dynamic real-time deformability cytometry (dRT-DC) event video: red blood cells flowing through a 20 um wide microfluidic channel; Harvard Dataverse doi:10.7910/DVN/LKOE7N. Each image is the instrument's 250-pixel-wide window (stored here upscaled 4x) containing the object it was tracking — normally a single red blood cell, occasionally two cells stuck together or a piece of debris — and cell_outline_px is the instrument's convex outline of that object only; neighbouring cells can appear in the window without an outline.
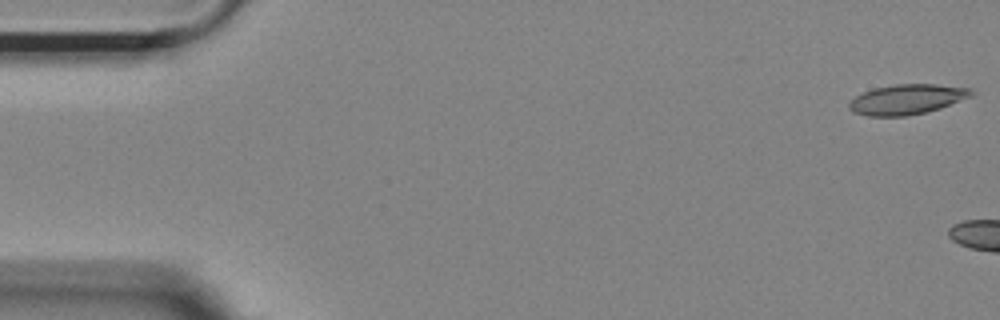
{"species": "Egyptian fruit bat (a non-hibernating species)", "species_latin": "Rousettus aegyptiacus", "temperature_condition": "room temperature", "stored_images_in_passage": 5, "camera_frame_rate_fps": 3000, "um_per_image_px": 0.085, "animal": {"sex": "female"}, "frame": {"image": 1, "passage_image": 1, "time_ms": 0.0, "image_size_px": [1000, 320], "cell_outline_px": [[976, 92], [972, 96], [940, 108], [908, 116], [868, 116], [852, 112], [848, 108], [848, 104], [856, 96], [864, 92], [876, 88], [896, 84], [936, 84], [972, 88]], "centroid_in_image_um": [77.12, 8.44], "position_along_channel_um": 7.9, "area_um2": 21.39}}